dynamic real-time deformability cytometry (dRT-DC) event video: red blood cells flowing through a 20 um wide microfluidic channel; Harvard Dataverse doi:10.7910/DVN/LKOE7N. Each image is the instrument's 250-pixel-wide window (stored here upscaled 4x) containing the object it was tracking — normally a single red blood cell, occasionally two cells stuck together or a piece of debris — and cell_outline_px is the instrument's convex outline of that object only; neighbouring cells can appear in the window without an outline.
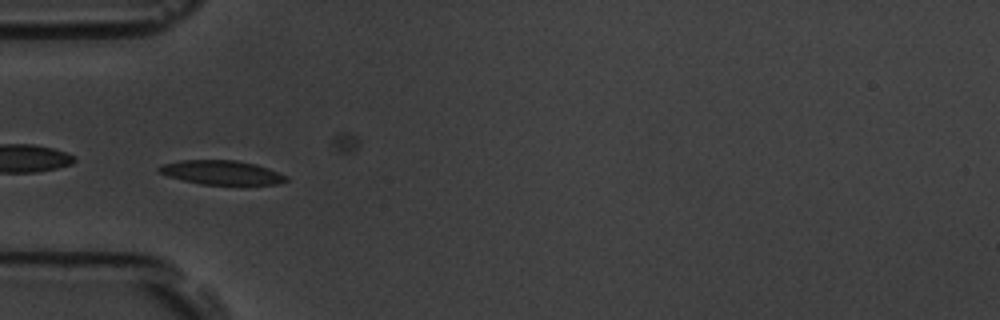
{"species": "common noctule bat (a hibernating species)", "species_latin": "Nyctalus noctula", "temperature_condition": "room temperature", "stored_images_in_passage": 42, "camera_frame_rate_fps": 3000, "um_per_image_px": 0.085, "animal": {"sex": "male", "body_mass_g": 19.5, "forearm_length_mm": 54.6}, "frame": {"image": 1, "passage_image": 1, "time_ms": 0.0, "image_size_px": [1000, 320], "cell_outline_px": [[288, 180], [280, 184], [244, 188], [200, 184], [168, 176], [156, 172], [156, 168], [164, 164], [180, 160], [236, 160], [256, 164], [268, 168], [288, 176]], "centroid_in_image_um": [18.93, 14.72], "position_along_channel_um": 66.1, "area_um2": 19.02}, "authors_computed_cell_mechanics": {"area_um2": 17.8024, "velocity_mm_per_s": 3.5127, "shape_relaxation_time_tau1_ms": 2.5402, "shape_relaxation_time_tau2_ms": 2.0027, "deformation_change_tau1": 0.1081, "deformation_change_tau2": 0.0725}}